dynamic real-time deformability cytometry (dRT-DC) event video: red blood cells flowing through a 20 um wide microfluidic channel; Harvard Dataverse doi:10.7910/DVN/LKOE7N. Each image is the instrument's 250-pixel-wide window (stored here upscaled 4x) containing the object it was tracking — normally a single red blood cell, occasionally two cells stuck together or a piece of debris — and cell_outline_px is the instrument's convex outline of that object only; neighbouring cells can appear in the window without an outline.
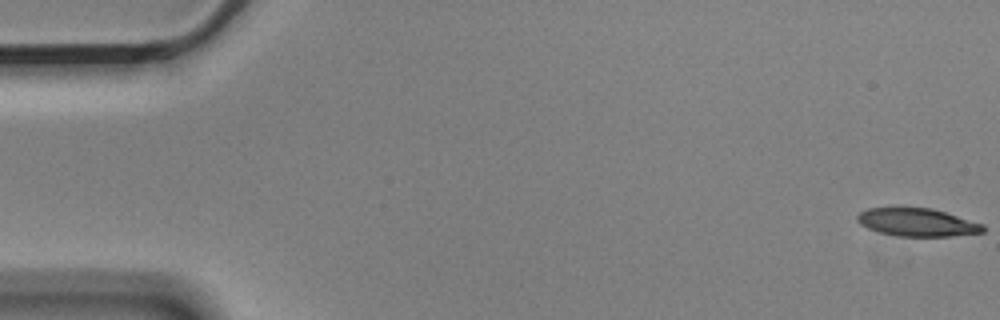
{"species": "Egyptian fruit bat (a non-hibernating species)", "species_latin": "Rousettus aegyptiacus", "temperature_condition": "cold", "stored_images_in_passage": 5, "camera_frame_rate_fps": 3000, "um_per_image_px": 0.085, "animal": {"sex": "male"}, "frame": {"image": 1, "passage_image": 1, "time_ms": 0.0, "image_size_px": [1000, 320], "cell_outline_px": [[984, 232], [952, 236], [896, 236], [880, 232], [868, 228], [860, 224], [856, 220], [856, 216], [860, 212], [868, 208], [896, 204], [932, 208], [984, 224]], "centroid_in_image_um": [77.89, 18.84], "position_along_channel_um": 7.1, "area_um2": 21.33}}
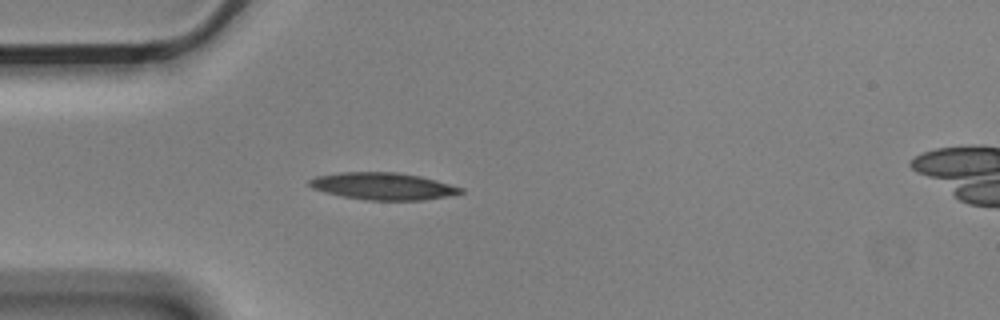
{"frame": {"image": 2, "passage_image": 5, "time_ms": 1.333, "image_size_px": [1000, 320], "cell_outline_px": [[464, 192], [448, 196], [424, 200], [364, 200], [324, 192], [312, 188], [308, 184], [308, 180], [316, 176], [340, 172], [396, 172], [420, 176], [436, 180], [464, 188]], "centroid_in_image_um": [32.55, 15.82], "position_along_channel_um": 52.4, "area_um2": 23.93}}